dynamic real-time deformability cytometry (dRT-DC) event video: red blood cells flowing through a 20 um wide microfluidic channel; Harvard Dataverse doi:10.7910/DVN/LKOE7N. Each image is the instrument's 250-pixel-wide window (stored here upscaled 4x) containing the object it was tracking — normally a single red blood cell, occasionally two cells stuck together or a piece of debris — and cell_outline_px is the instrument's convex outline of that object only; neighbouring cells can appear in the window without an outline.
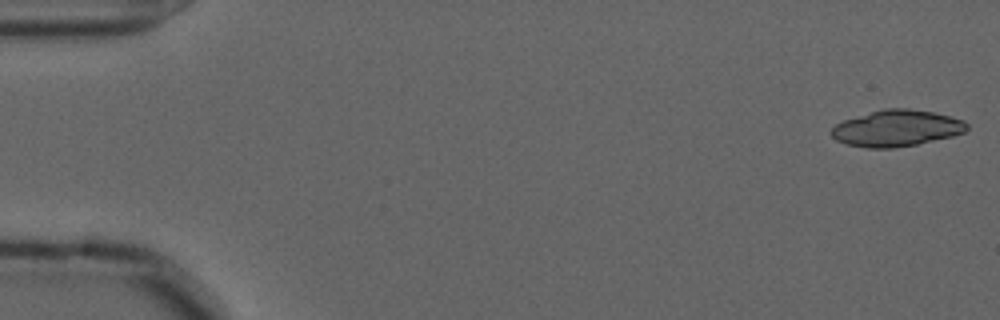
{"species": "common noctule bat (a hibernating species)", "species_latin": "Nyctalus noctula", "temperature_condition": "cold", "stored_images_in_passage": 19, "camera_frame_rate_fps": 3000, "um_per_image_px": 0.085, "animal": {"sex": "male", "forearm_length_mm": 52.5}, "frame": {"image": 1, "passage_image": 1, "time_ms": 0.0, "image_size_px": [1000, 320], "cell_outline_px": [[968, 128], [964, 132], [952, 136], [916, 144], [892, 148], [868, 148], [848, 144], [836, 140], [828, 132], [836, 124], [844, 120], [884, 108], [908, 108], [932, 112], [964, 120], [968, 124]], "centroid_in_image_um": [76.2, 10.9], "position_along_channel_um": 8.8, "area_um2": 28.5}}